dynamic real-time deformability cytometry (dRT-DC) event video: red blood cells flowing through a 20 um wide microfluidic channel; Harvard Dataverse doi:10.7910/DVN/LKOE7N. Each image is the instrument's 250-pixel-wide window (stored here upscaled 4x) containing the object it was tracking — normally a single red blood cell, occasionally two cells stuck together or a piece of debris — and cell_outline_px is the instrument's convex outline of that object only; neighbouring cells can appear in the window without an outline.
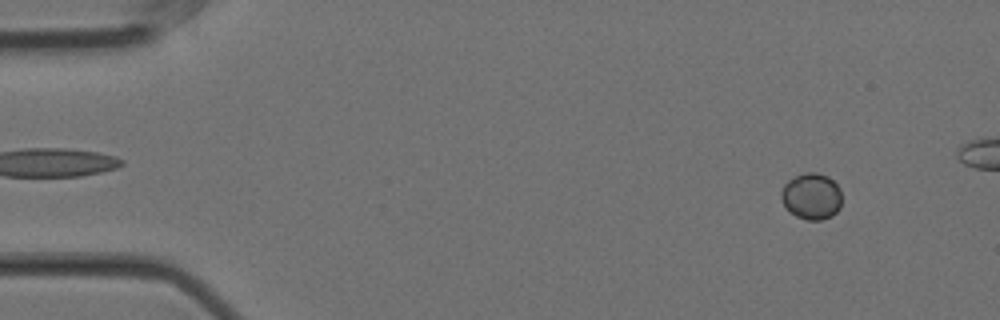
{"species": "Egyptian fruit bat (a non-hibernating species)", "species_latin": "Rousettus aegyptiacus", "temperature_condition": "cold", "stored_images_in_passage": 60, "camera_frame_rate_fps": 3000, "um_per_image_px": 0.085, "animal": {"sex": "female"}, "frame": {"image": 1, "passage_image": 7, "time_ms": 2.0, "image_size_px": [1000, 320], "cell_outline_px": [[840, 208], [832, 216], [820, 220], [808, 220], [796, 216], [788, 212], [780, 200], [780, 192], [784, 184], [788, 180], [804, 172], [816, 172], [828, 176], [840, 188]], "centroid_in_image_um": [68.94, 16.69], "position_along_channel_um": 16.1, "area_um2": 16.59}}
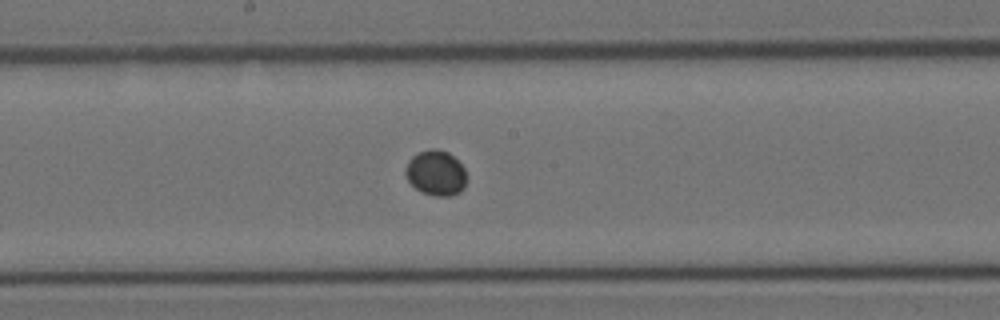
{"frame": {"image": 2, "passage_image": 32, "time_ms": 10.333, "image_size_px": [1000, 320], "cell_outline_px": [[464, 188], [460, 192], [452, 196], [436, 196], [420, 192], [408, 180], [404, 172], [404, 168], [408, 160], [412, 156], [420, 152], [432, 148], [436, 148], [448, 152], [464, 168]], "centroid_in_image_um": [37.01, 14.71], "position_along_channel_um": 211.2, "area_um2": 16.01}}
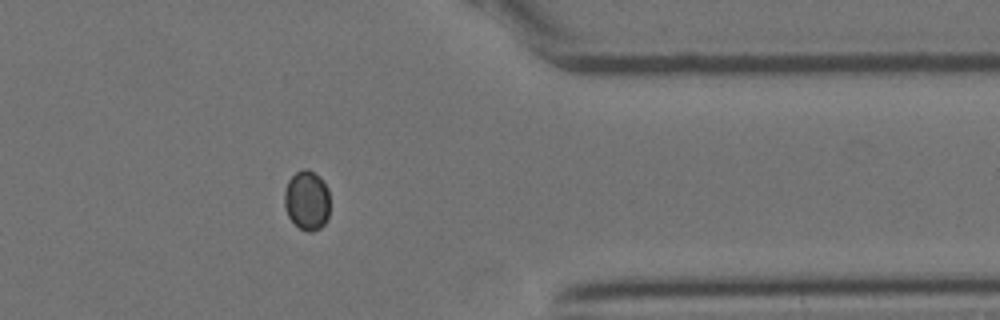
{"frame": {"image": 3, "passage_image": 48, "time_ms": 15.667, "image_size_px": [1000, 320], "cell_outline_px": [[328, 216], [324, 224], [320, 228], [312, 232], [308, 232], [300, 228], [288, 216], [284, 208], [284, 188], [288, 180], [296, 172], [304, 168], [308, 168], [320, 176], [328, 188]], "centroid_in_image_um": [26.07, 17.0], "position_along_channel_um": 385.3, "area_um2": 15.95}}